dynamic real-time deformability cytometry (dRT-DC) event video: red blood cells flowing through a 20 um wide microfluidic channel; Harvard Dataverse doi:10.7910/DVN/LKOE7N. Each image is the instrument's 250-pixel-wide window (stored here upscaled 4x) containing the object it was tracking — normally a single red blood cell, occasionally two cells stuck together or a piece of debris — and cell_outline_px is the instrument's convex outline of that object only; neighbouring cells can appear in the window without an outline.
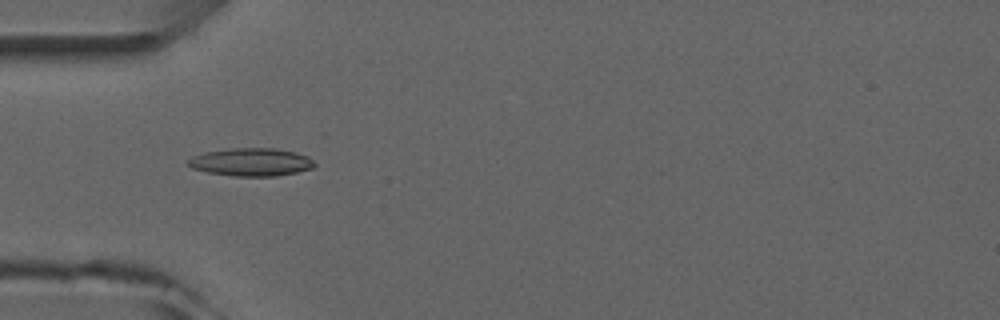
{"species": "common noctule bat (a hibernating species)", "species_latin": "Nyctalus noctula", "temperature_condition": "room temperature", "stored_images_in_passage": 7, "camera_frame_rate_fps": 3000, "um_per_image_px": 0.085, "animal": {"sex": "male", "forearm_length_mm": 52.5}, "frame": {"image": 1, "passage_image": 4, "time_ms": 4.667, "image_size_px": [1000, 320], "cell_outline_px": [[316, 164], [312, 168], [296, 172], [276, 176], [232, 176], [208, 172], [192, 168], [188, 164], [188, 160], [192, 156], [204, 152], [228, 148], [272, 148], [296, 152], [308, 156]], "centroid_in_image_um": [21.34, 13.77], "position_along_channel_um": 63.7, "area_um2": 20.58}}
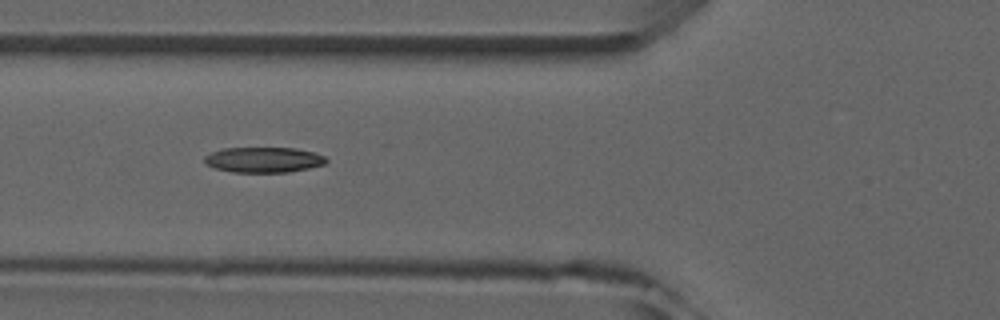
{"frame": {"image": 2, "passage_image": 5, "time_ms": 5.667, "image_size_px": [1000, 320], "cell_outline_px": [[328, 160], [324, 164], [308, 168], [288, 172], [232, 172], [212, 168], [204, 164], [204, 156], [212, 152], [224, 148], [296, 148], [316, 152], [324, 156]], "centroid_in_image_um": [22.38, 13.58], "position_along_channel_um": 103.4, "area_um2": 18.15}}
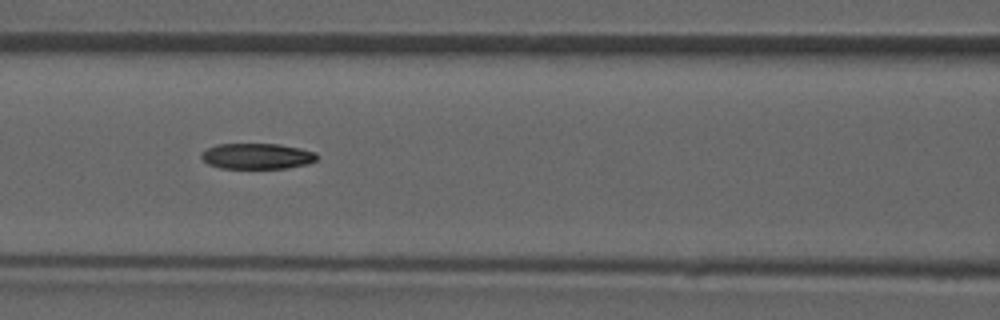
{"frame": {"image": 3, "passage_image": 6, "time_ms": 6.667, "image_size_px": [1000, 320], "cell_outline_px": [[320, 156], [316, 160], [308, 164], [288, 168], [220, 168], [208, 164], [200, 156], [200, 152], [216, 144], [280, 144], [300, 148], [316, 152]], "centroid_in_image_um": [21.87, 13.27], "position_along_channel_um": 144.7, "area_um2": 17.51}}